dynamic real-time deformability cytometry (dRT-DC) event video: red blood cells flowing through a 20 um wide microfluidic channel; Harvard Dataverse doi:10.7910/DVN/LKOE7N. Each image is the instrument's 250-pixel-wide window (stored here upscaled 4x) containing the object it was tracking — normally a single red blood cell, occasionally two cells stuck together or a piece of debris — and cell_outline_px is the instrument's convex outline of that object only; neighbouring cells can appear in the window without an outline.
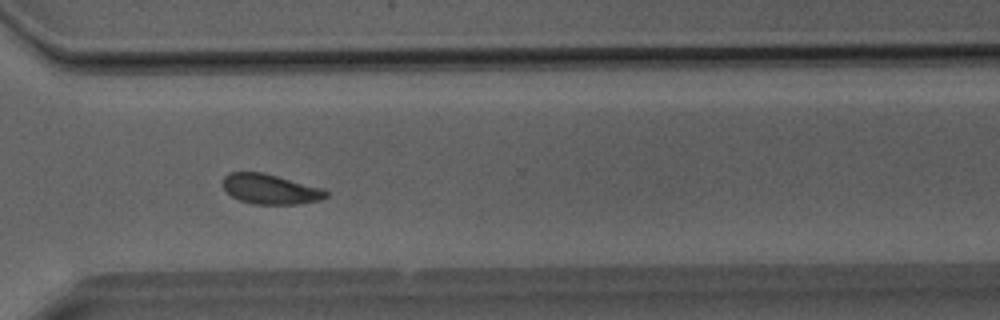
{"species": "Egyptian fruit bat (a non-hibernating species)", "species_latin": "Rousettus aegyptiacus", "temperature_condition": "room temperature", "stored_images_in_passage": 28, "segment_of_instrument_passage": [1, 2], "camera_frame_rate_fps": 3000, "um_per_image_px": 0.085, "animal": {"sex": "male"}, "frame": {"image": 1, "passage_image": 17, "time_ms": 5.333, "image_size_px": [1000, 320], "cell_outline_px": [[328, 196], [320, 200], [296, 204], [252, 204], [240, 200], [232, 196], [224, 188], [224, 176], [232, 172], [264, 172], [324, 188], [328, 192]], "centroid_in_image_um": [23.02, 16.07], "position_along_channel_um": 347.6, "area_um2": 18.03}}
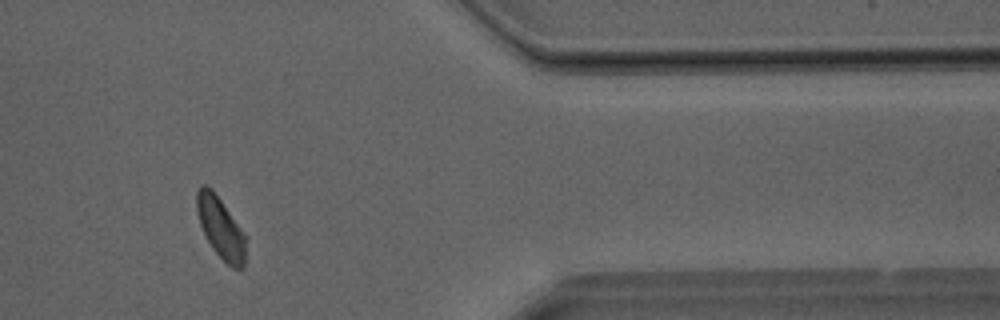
{"frame": {"image": 2, "passage_image": 21, "time_ms": 6.667, "image_size_px": [1000, 320], "cell_outline_px": [[244, 268], [232, 268], [212, 248], [200, 224], [196, 212], [196, 192], [200, 184], [204, 184], [212, 188], [244, 232]], "centroid_in_image_um": [18.72, 19.31], "position_along_channel_um": 392.7, "area_um2": 17.22}}
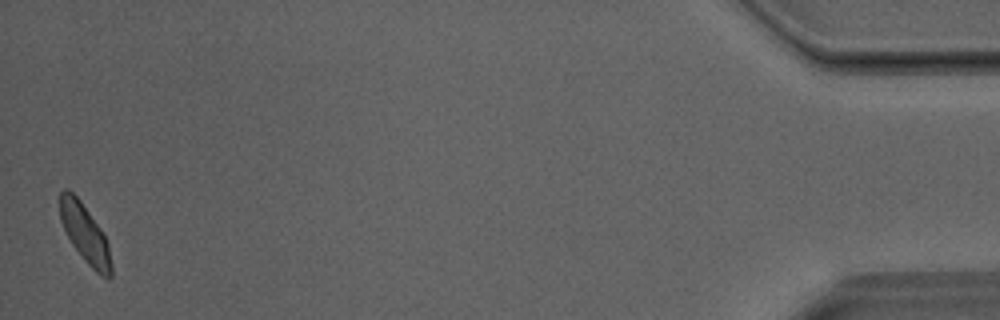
{"frame": {"image": 3, "passage_image": 27, "time_ms": 8.667, "image_size_px": [1000, 320], "cell_outline_px": [[112, 276], [108, 280], [100, 276], [84, 260], [72, 244], [60, 220], [60, 192], [64, 188], [68, 188], [80, 200], [100, 228], [108, 244], [112, 264]], "centroid_in_image_um": [7.24, 19.89], "position_along_channel_um": 428.0, "area_um2": 17.4}}